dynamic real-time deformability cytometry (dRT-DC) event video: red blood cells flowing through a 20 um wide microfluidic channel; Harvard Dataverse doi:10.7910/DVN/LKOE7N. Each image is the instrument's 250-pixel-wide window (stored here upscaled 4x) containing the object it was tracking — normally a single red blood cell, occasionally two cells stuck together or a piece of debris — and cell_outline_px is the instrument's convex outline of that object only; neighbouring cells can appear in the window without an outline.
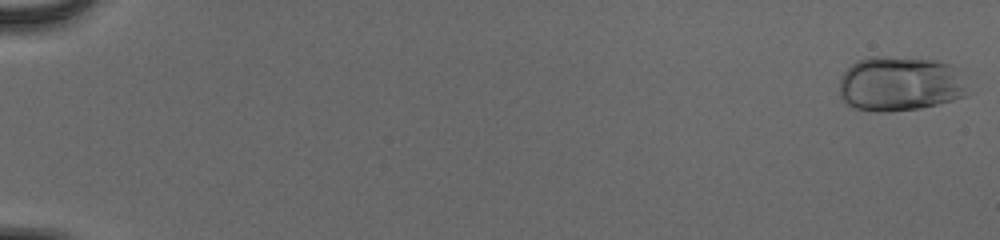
{"species": "human", "species_latin": "Homo sapiens", "temperature_condition": "cold", "stored_images_in_passage": 39, "camera_frame_rate_fps": 3000, "um_per_image_px": 0.085, "donor": {"sex": "male"}, "frame": {"image": 1, "passage_image": 1, "time_ms": 0.0, "image_size_px": [1000, 240], "cell_outline_px": [[972, 92], [968, 96], [920, 108], [888, 112], [872, 112], [852, 108], [840, 96], [840, 76], [856, 60], [868, 56], [880, 56], [936, 60], [948, 64]], "centroid_in_image_um": [76.45, 7.14], "position_along_channel_um": 8.5, "area_um2": 41.1}}
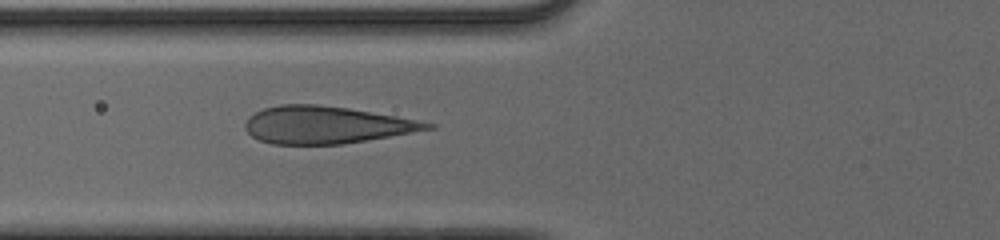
{"frame": {"image": 2, "passage_image": 23, "time_ms": 7.333, "image_size_px": [1000, 240], "cell_outline_px": [[436, 128], [340, 144], [272, 144], [260, 140], [252, 136], [244, 128], [244, 124], [248, 116], [264, 108], [280, 104], [316, 104], [348, 108], [396, 116], [436, 124]], "centroid_in_image_um": [27.67, 10.61], "position_along_channel_um": 98.1, "area_um2": 39.25}}
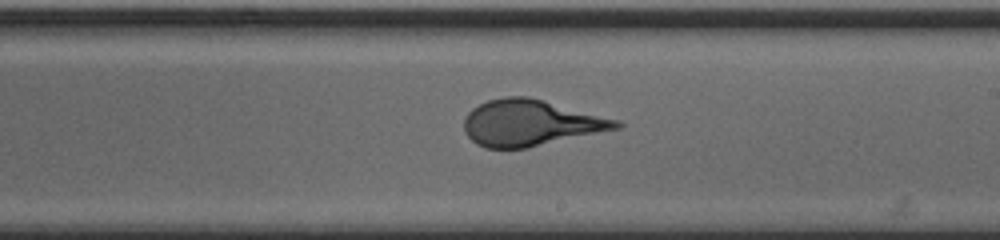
{"frame": {"image": 3, "passage_image": 34, "time_ms": 11.0, "image_size_px": [1000, 240], "cell_outline_px": [[624, 124], [620, 128], [528, 148], [484, 148], [476, 144], [464, 132], [464, 116], [472, 108], [488, 100], [504, 96], [528, 96], [544, 100], [620, 120]], "centroid_in_image_um": [45.09, 10.44], "position_along_channel_um": 243.9, "area_um2": 41.1}}